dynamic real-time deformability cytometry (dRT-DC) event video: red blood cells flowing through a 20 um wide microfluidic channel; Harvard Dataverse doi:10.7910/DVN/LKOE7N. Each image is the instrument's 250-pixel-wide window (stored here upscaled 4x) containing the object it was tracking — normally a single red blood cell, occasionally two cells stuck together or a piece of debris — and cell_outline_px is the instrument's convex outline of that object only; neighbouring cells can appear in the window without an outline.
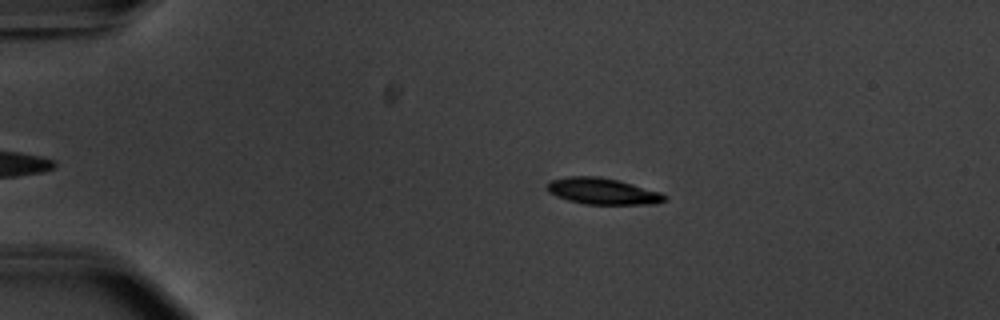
{"species": "common noctule bat (a hibernating species)", "species_latin": "Nyctalus noctula", "temperature_condition": "warm", "stored_images_in_passage": 42, "camera_frame_rate_fps": 3000, "um_per_image_px": 0.085, "animal": {"sex": "male", "body_mass_g": 20.1, "forearm_length_mm": 53.5}, "frame": {"image": 1, "passage_image": 6, "time_ms": 1.667, "image_size_px": [1000, 320], "cell_outline_px": [[668, 200], [656, 204], [584, 204], [568, 200], [556, 196], [548, 192], [544, 184], [548, 180], [568, 176], [600, 176], [632, 184], [660, 192], [668, 196]], "centroid_in_image_um": [51.18, 16.25], "position_along_channel_um": 33.8, "area_um2": 18.26}}
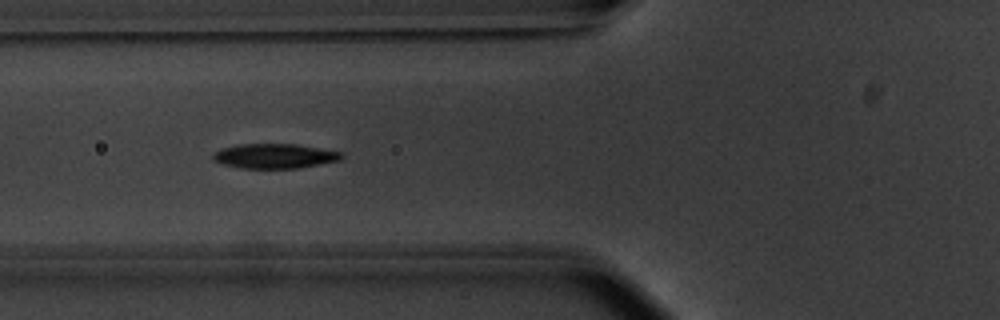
{"frame": {"image": 2, "passage_image": 16, "time_ms": 5.0, "image_size_px": [1000, 320], "cell_outline_px": [[344, 156], [340, 160], [300, 168], [240, 168], [224, 164], [212, 160], [212, 152], [220, 148], [236, 144], [296, 144], [340, 152]], "centroid_in_image_um": [23.28, 13.26], "position_along_channel_um": 102.5, "area_um2": 18.55}}
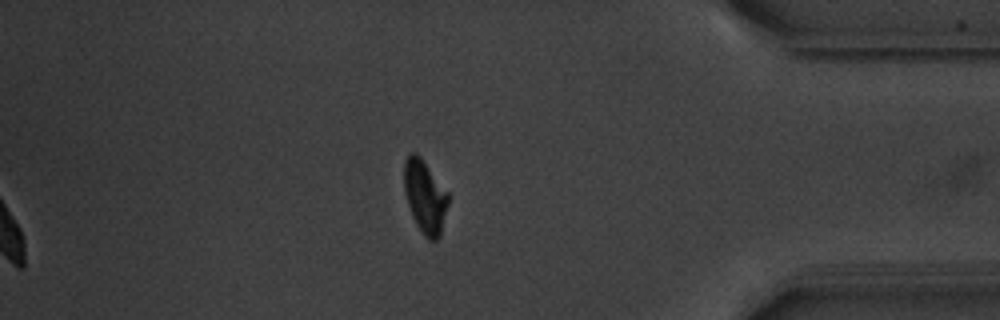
{"frame": {"image": 3, "passage_image": 42, "time_ms": 13.667, "image_size_px": [1000, 320], "cell_outline_px": [[448, 204], [440, 236], [436, 240], [428, 240], [424, 236], [416, 224], [412, 216], [404, 192], [404, 160], [408, 152], [416, 152], [420, 156], [448, 192]], "centroid_in_image_um": [36.11, 16.69], "position_along_channel_um": 399.1, "area_um2": 18.84}, "authors_computed_cell_mechanics": {"area_um2": 18.9295, "velocity_mm_per_s": 3.7399, "shape_relaxation_time_tau1_ms": 2.2567, "shape_relaxation_time_tau2_ms": null, "deformation_change_tau1": 0.1569, "deformation_change_tau2": null}}